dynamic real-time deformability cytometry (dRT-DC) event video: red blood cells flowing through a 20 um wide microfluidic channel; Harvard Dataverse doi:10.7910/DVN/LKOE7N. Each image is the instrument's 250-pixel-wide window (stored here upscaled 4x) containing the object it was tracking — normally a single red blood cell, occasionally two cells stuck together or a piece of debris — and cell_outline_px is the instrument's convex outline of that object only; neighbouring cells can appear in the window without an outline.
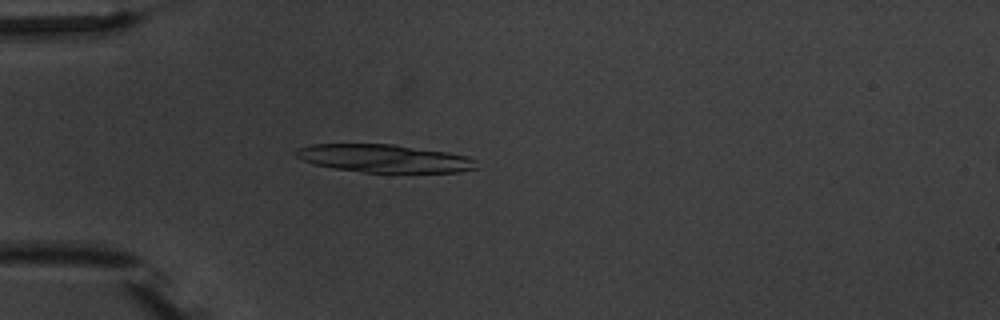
{"species": "common noctule bat (a hibernating species)", "species_latin": "Nyctalus noctula", "temperature_condition": "warm", "stored_images_in_passage": 5, "camera_frame_rate_fps": 3000, "um_per_image_px": 0.085, "animal": {"sex": "male", "body_mass_g": 20.1, "forearm_length_mm": 53.5}, "frame": {"image": 1, "passage_image": 5, "time_ms": 4.667, "image_size_px": [1000, 320], "cell_outline_px": [[476, 168], [460, 172], [364, 172], [332, 168], [316, 164], [304, 160], [296, 156], [296, 152], [300, 148], [312, 144], [392, 144], [448, 152], [468, 156], [476, 160]], "centroid_in_image_um": [32.71, 13.46], "position_along_channel_um": 52.3, "area_um2": 29.13}}